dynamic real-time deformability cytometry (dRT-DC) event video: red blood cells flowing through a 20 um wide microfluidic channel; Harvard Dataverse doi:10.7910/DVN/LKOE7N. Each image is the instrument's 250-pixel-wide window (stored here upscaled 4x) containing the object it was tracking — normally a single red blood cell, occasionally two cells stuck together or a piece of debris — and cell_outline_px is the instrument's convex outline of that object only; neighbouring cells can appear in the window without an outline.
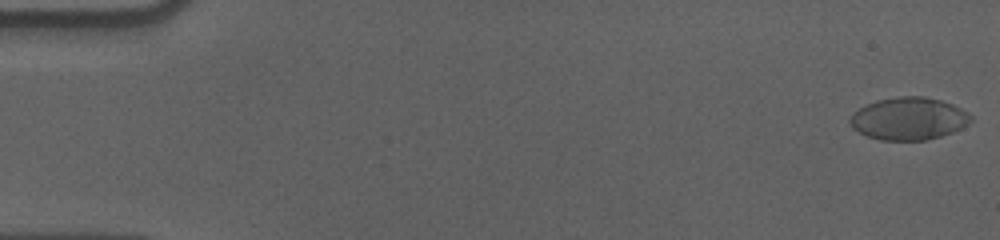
{"species": "human", "species_latin": "Homo sapiens", "temperature_condition": "cold", "stored_images_in_passage": 57, "camera_frame_rate_fps": 3000, "um_per_image_px": 0.085, "donor": {"sex": "male"}, "frame": {"image": 1, "passage_image": 1, "time_ms": 0.0, "image_size_px": [1000, 240], "cell_outline_px": [[972, 120], [968, 124], [952, 132], [928, 140], [880, 140], [868, 136], [852, 128], [848, 120], [852, 112], [876, 100], [900, 96], [924, 96], [940, 100], [952, 104], [968, 112], [972, 116]], "centroid_in_image_um": [77.23, 10.08], "position_along_channel_um": 7.8, "area_um2": 29.94}}
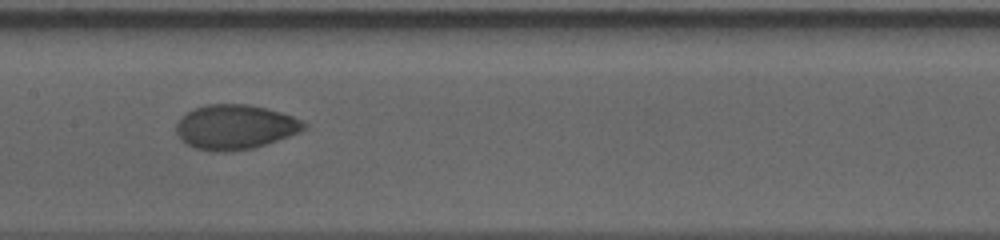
{"frame": {"image": 2, "passage_image": 29, "time_ms": 9.333, "image_size_px": [1000, 240], "cell_outline_px": [[308, 128], [300, 132], [252, 148], [228, 152], [224, 152], [196, 148], [180, 140], [176, 132], [176, 124], [180, 116], [184, 112], [192, 108], [204, 104], [248, 104], [268, 108], [292, 116], [308, 124]], "centroid_in_image_um": [19.95, 10.77], "position_along_channel_um": 187.4, "area_um2": 33.41}}
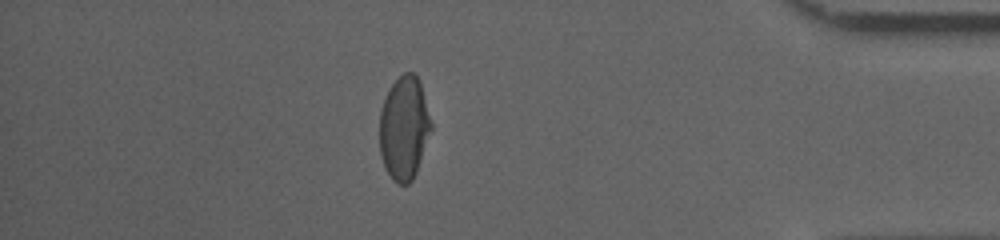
{"frame": {"image": 3, "passage_image": 50, "time_ms": 16.333, "image_size_px": [1000, 240], "cell_outline_px": [[432, 128], [416, 172], [412, 180], [408, 184], [396, 184], [392, 180], [384, 168], [380, 156], [380, 108], [388, 88], [404, 72], [412, 72], [420, 80], [432, 124]], "centroid_in_image_um": [34.33, 10.89], "position_along_channel_um": 400.9, "area_um2": 31.33}, "authors_computed_cell_mechanics": {"area_um2": 32.3102, "velocity_mm_per_s": 3.5822, "shape_relaxation_time_tau1_ms": 5.9733, "shape_relaxation_time_tau2_ms": 1.3295, "deformation_change_tau1": 0.1689, "deformation_change_tau2": 0.043}}